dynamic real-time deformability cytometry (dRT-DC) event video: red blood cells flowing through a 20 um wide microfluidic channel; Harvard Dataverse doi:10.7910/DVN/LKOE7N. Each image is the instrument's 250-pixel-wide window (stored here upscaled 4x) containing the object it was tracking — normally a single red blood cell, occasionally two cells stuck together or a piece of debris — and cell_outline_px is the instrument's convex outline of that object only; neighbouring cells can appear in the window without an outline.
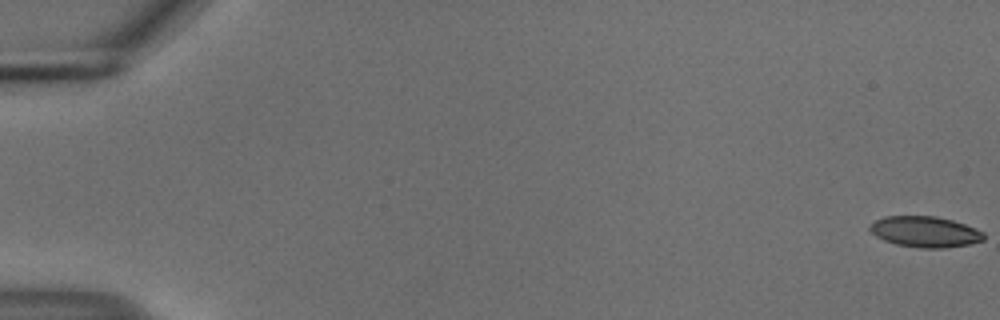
{"species": "common noctule bat (a hibernating species)", "species_latin": "Nyctalus noctula", "temperature_condition": "cold", "stored_images_in_passage": 55, "camera_frame_rate_fps": 3000, "um_per_image_px": 0.085, "animal": {"sex": "male", "body_mass_g": 18.8}, "frame": {"image": 1, "passage_image": 1, "time_ms": 0.0, "image_size_px": [1000, 320], "cell_outline_px": [[984, 240], [968, 244], [944, 248], [920, 248], [896, 244], [884, 240], [876, 236], [868, 228], [876, 220], [884, 216], [936, 216], [952, 220], [976, 228], [984, 232]], "centroid_in_image_um": [78.64, 19.7], "position_along_channel_um": 6.4, "area_um2": 20.4}}
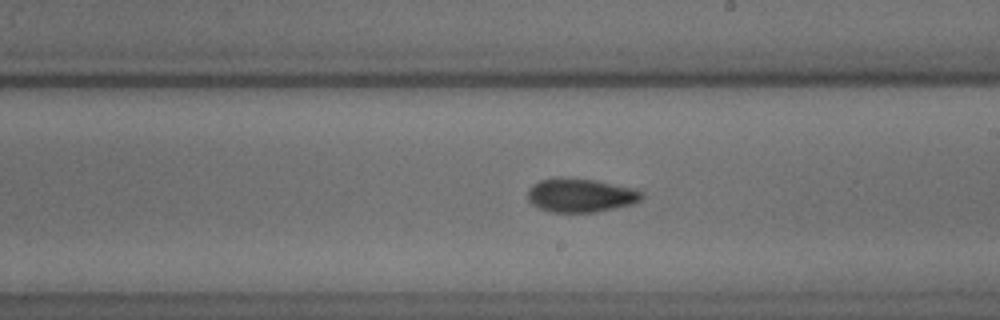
{"frame": {"image": 2, "passage_image": 33, "time_ms": 10.667, "image_size_px": [1000, 320], "cell_outline_px": [[644, 196], [636, 204], [596, 212], [548, 212], [532, 204], [528, 200], [528, 188], [532, 184], [540, 180], [596, 180], [636, 188], [644, 192]], "centroid_in_image_um": [49.43, 16.64], "position_along_channel_um": 239.6, "area_um2": 22.2}}
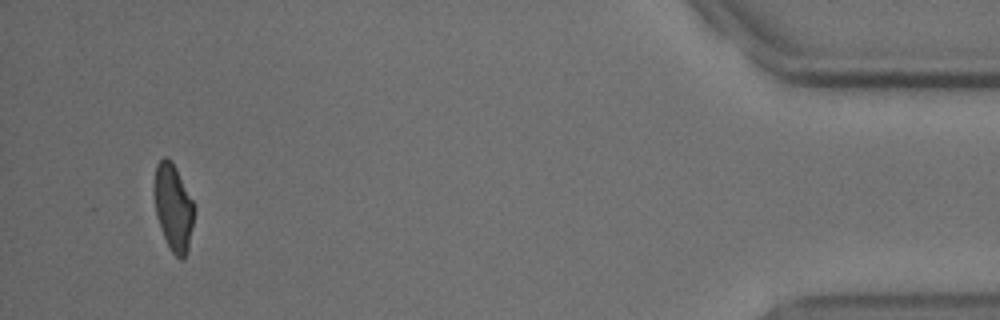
{"frame": {"image": 3, "passage_image": 53, "time_ms": 17.333, "image_size_px": [1000, 320], "cell_outline_px": [[196, 208], [188, 248], [184, 256], [180, 260], [172, 252], [164, 236], [156, 216], [152, 192], [152, 188], [156, 164], [164, 156], [168, 156], [172, 160]], "centroid_in_image_um": [14.7, 17.56], "position_along_channel_um": 420.5, "area_um2": 20.46}, "authors_computed_cell_mechanics": {"area_um2": 21.4438, "velocity_mm_per_s": 3.7353, "shape_relaxation_time_tau1_ms": 4.3961, "shape_relaxation_time_tau2_ms": 3.1355, "deformation_change_tau1": 0.1265, "deformation_change_tau2": 0.0698}}